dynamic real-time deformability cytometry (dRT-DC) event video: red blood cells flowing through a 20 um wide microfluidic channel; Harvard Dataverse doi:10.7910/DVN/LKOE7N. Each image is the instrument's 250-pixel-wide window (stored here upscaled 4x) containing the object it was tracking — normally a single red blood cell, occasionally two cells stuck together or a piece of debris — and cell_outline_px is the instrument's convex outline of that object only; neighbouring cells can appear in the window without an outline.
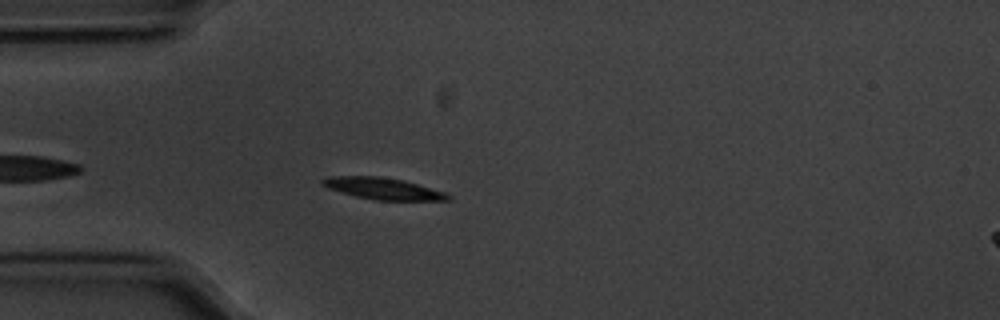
{"species": "common noctule bat (a hibernating species)", "species_latin": "Nyctalus noctula", "temperature_condition": "cold", "stored_images_in_passage": 46, "camera_frame_rate_fps": 3000, "um_per_image_px": 0.085, "animal": {"sex": "male", "body_mass_g": 20.1, "forearm_length_mm": 53.5}, "frame": {"image": 1, "passage_image": 5, "time_ms": 1.333, "image_size_px": [1000, 320], "cell_outline_px": [[452, 200], [376, 200], [356, 196], [328, 188], [320, 184], [320, 180], [328, 176], [380, 176], [404, 180], [444, 192], [452, 196]], "centroid_in_image_um": [32.54, 16.02], "position_along_channel_um": 52.5, "area_um2": 15.78}}
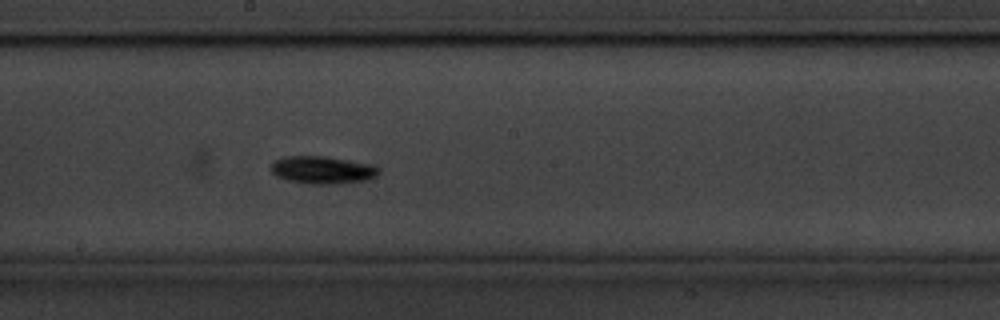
{"frame": {"image": 2, "passage_image": 20, "time_ms": 6.333, "image_size_px": [1000, 320], "cell_outline_px": [[380, 172], [376, 176], [364, 180], [336, 184], [312, 184], [288, 180], [276, 176], [268, 168], [276, 160], [284, 156], [324, 156], [348, 160], [368, 164], [380, 168]], "centroid_in_image_um": [27.37, 14.44], "position_along_channel_um": 220.8, "area_um2": 17.22}}
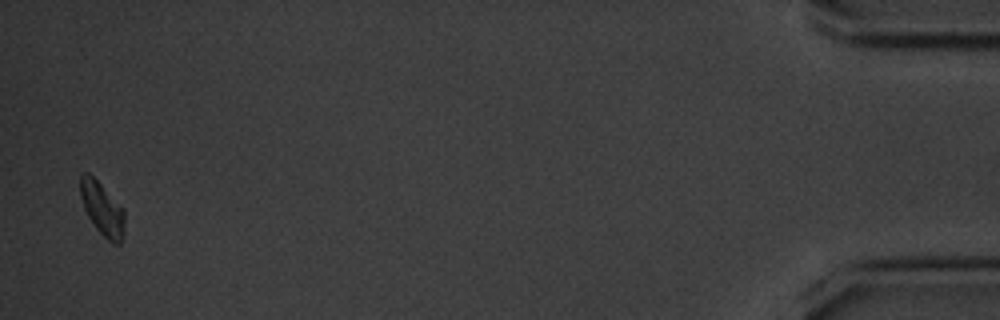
{"frame": {"image": 3, "passage_image": 45, "time_ms": 14.667, "image_size_px": [1000, 320], "cell_outline_px": [[124, 232], [120, 244], [112, 244], [96, 228], [88, 216], [84, 208], [80, 196], [80, 176], [84, 172], [88, 172], [124, 208]], "centroid_in_image_um": [8.69, 17.76], "position_along_channel_um": 426.5, "area_um2": 13.64}, "authors_computed_cell_mechanics": {"area_um2": 14.9702, "velocity_mm_per_s": 3.5228, "shape_relaxation_time_tau1_ms": 1.3108, "shape_relaxation_time_tau2_ms": null, "deformation_change_tau1": 0.1076, "deformation_change_tau2": null}}